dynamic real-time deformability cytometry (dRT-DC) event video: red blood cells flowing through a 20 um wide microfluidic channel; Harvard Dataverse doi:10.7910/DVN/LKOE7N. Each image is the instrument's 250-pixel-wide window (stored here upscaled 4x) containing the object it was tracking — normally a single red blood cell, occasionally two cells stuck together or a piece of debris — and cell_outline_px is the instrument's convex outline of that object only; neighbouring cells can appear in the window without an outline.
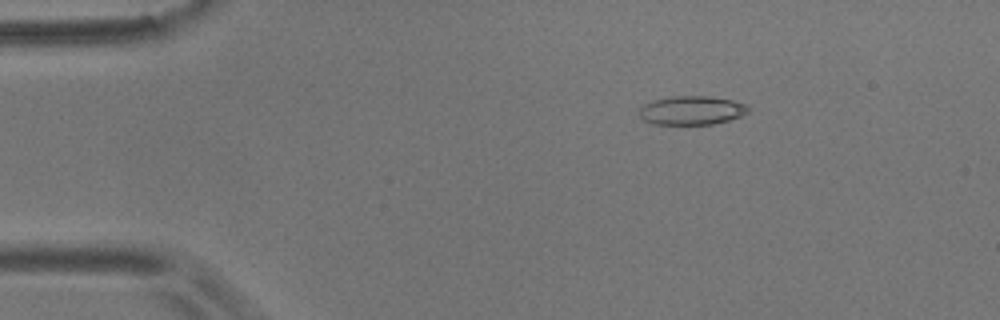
{"species": "common noctule bat (a hibernating species)", "species_latin": "Nyctalus noctula", "temperature_condition": "room temperature", "stored_images_in_passage": 6, "camera_frame_rate_fps": 3000, "um_per_image_px": 0.085, "animal": {"sex": "male", "body_mass_g": 17.9}, "frame": {"image": 1, "passage_image": 3, "time_ms": 2.333, "image_size_px": [1000, 320], "cell_outline_px": [[748, 112], [740, 116], [728, 120], [712, 124], [652, 124], [644, 120], [640, 116], [640, 108], [644, 104], [652, 100], [672, 96], [708, 96], [732, 100], [748, 104]], "centroid_in_image_um": [58.79, 9.37], "position_along_channel_um": 26.2, "area_um2": 18.26}}
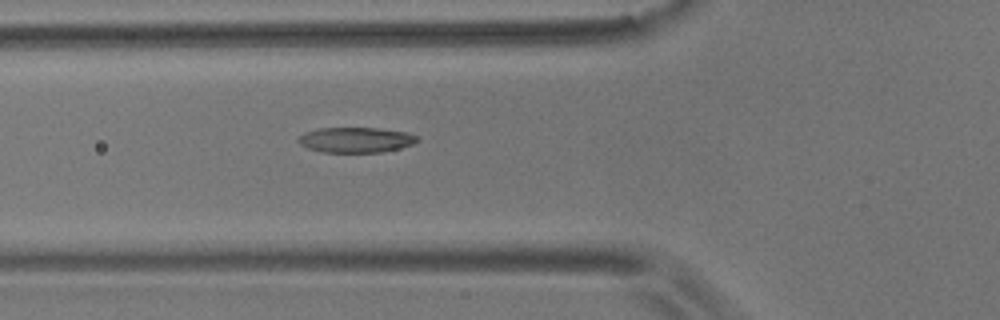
{"frame": {"image": 2, "passage_image": 6, "time_ms": 6.0, "image_size_px": [1000, 320], "cell_outline_px": [[420, 140], [412, 144], [400, 148], [380, 152], [324, 152], [308, 148], [300, 144], [296, 140], [304, 132], [320, 128], [376, 128], [408, 132], [416, 136]], "centroid_in_image_um": [30.24, 11.88], "position_along_channel_um": 95.6, "area_um2": 17.46}}